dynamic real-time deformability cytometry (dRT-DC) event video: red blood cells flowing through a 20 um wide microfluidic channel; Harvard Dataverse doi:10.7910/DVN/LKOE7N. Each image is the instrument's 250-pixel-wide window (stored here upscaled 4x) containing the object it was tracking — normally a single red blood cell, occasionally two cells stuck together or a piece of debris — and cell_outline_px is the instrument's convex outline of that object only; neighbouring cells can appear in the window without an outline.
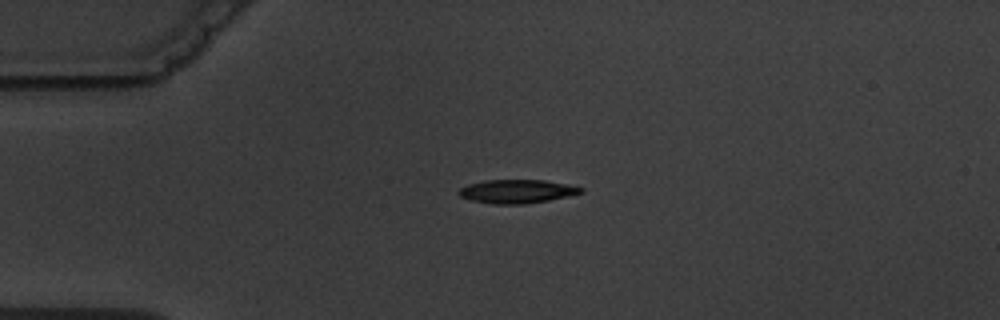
{"species": "common noctule bat (a hibernating species)", "species_latin": "Nyctalus noctula", "temperature_condition": "warm", "stored_images_in_passage": 4, "camera_frame_rate_fps": 3000, "um_per_image_px": 0.085, "animal": {"sex": "male", "body_mass_g": 19.5, "forearm_length_mm": 54.6}, "frame": {"image": 1, "passage_image": 3, "time_ms": 2.333, "image_size_px": [1000, 320], "cell_outline_px": [[584, 192], [568, 196], [548, 200], [524, 204], [492, 204], [472, 200], [460, 196], [456, 192], [460, 188], [468, 184], [484, 180], [544, 180], [568, 184], [584, 188]], "centroid_in_image_um": [43.93, 16.26], "position_along_channel_um": 41.1, "area_um2": 16.82}}